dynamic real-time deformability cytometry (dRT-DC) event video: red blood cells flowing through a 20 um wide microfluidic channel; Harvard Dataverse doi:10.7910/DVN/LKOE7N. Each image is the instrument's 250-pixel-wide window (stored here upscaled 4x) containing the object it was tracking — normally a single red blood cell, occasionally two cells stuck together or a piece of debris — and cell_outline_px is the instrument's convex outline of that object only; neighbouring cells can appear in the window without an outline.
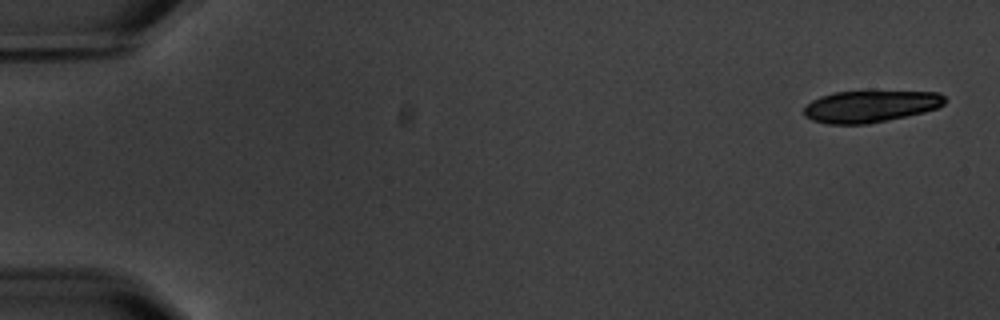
{"species": "common noctule bat (a hibernating species)", "species_latin": "Nyctalus noctula", "temperature_condition": "warm", "stored_images_in_passage": 6, "camera_frame_rate_fps": 3000, "um_per_image_px": 0.085, "animal": {"sex": "male", "body_mass_g": 20.1, "forearm_length_mm": 53.5}, "frame": {"image": 1, "passage_image": 1, "time_ms": 0.0, "image_size_px": [1000, 320], "cell_outline_px": [[948, 100], [944, 104], [936, 108], [924, 112], [888, 120], [868, 124], [828, 124], [812, 120], [804, 116], [804, 108], [812, 100], [820, 96], [836, 92], [940, 92]], "centroid_in_image_um": [73.98, 9.05], "position_along_channel_um": 11.0, "area_um2": 25.95}}